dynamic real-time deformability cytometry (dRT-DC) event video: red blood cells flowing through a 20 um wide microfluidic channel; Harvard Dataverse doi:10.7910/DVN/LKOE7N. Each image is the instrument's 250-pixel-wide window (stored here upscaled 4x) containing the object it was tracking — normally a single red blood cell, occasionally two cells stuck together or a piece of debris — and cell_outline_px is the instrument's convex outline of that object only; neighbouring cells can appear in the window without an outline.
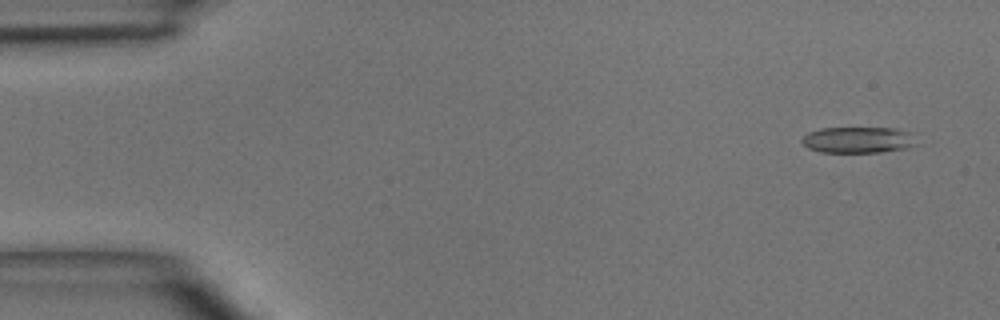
{"species": "common noctule bat (a hibernating species)", "species_latin": "Nyctalus noctula", "temperature_condition": "room temperature", "stored_images_in_passage": 5, "camera_frame_rate_fps": 3000, "um_per_image_px": 0.085, "animal": {"sex": "male", "body_mass_g": 15.6}, "frame": {"image": 1, "passage_image": 1, "time_ms": 0.0, "image_size_px": [1000, 320], "cell_outline_px": [[920, 144], [908, 148], [880, 152], [820, 152], [808, 148], [800, 140], [808, 132], [820, 128], [896, 128], [908, 132]], "centroid_in_image_um": [72.95, 11.89], "position_along_channel_um": 12.0, "area_um2": 17.57}}
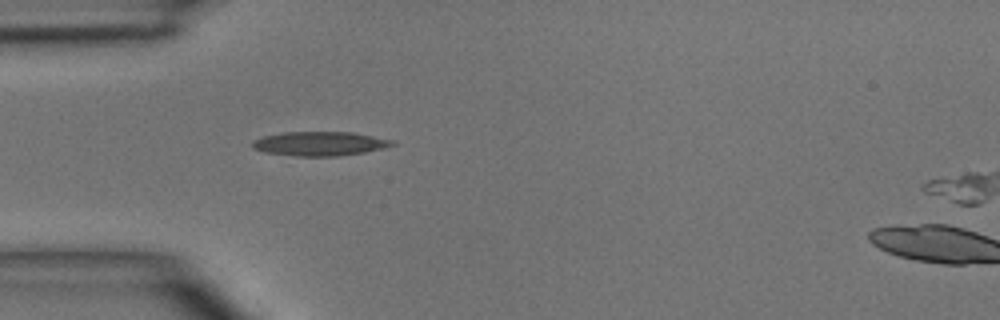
{"frame": {"image": 2, "passage_image": 4, "time_ms": 3.667, "image_size_px": [1000, 320], "cell_outline_px": [[396, 144], [364, 152], [340, 156], [296, 156], [264, 152], [252, 148], [252, 140], [264, 136], [284, 132], [352, 132], [392, 140]], "centroid_in_image_um": [27.12, 12.21], "position_along_channel_um": 57.9, "area_um2": 19.54}}